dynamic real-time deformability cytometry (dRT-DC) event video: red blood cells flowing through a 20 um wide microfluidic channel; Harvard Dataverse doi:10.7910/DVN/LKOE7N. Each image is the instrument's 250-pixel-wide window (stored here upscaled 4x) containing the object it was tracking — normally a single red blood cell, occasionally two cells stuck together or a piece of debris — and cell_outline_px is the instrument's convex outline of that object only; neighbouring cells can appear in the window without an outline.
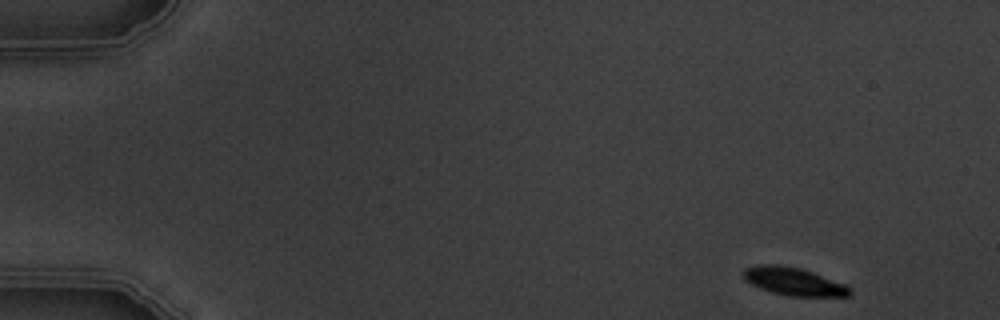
{"species": "common noctule bat (a hibernating species)", "species_latin": "Nyctalus noctula", "temperature_condition": "warm", "stored_images_in_passage": 5, "camera_frame_rate_fps": 3000, "um_per_image_px": 0.085, "animal": {"sex": "male", "body_mass_g": 19.5, "forearm_length_mm": 54.6}, "frame": {"image": 1, "passage_image": 1, "time_ms": 0.0, "image_size_px": [1000, 320], "cell_outline_px": [[852, 292], [848, 296], [788, 296], [772, 292], [760, 288], [744, 280], [740, 276], [740, 272], [744, 268], [756, 264], [780, 264], [800, 268], [812, 272], [844, 284], [852, 288]], "centroid_in_image_um": [67.38, 23.91], "position_along_channel_um": 17.6, "area_um2": 17.51}}